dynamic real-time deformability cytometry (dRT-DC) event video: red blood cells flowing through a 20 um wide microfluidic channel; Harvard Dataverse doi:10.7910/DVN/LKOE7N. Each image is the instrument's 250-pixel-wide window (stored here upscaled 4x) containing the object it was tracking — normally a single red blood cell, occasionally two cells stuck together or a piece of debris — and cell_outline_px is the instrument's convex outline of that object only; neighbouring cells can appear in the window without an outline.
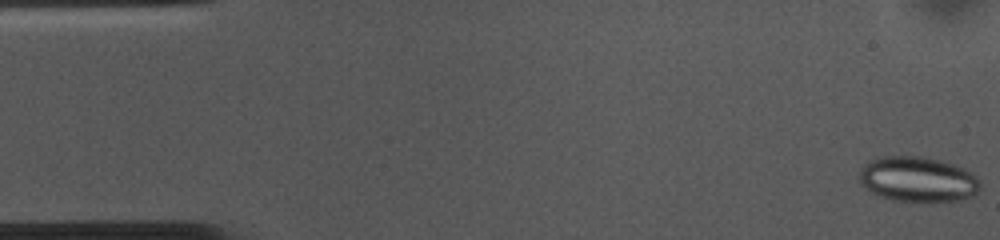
{"species": "common noctule bat (a hibernating species)", "species_latin": "Nyctalus noctula", "temperature_condition": "cold", "stored_images_in_passage": 44, "camera_frame_rate_fps": 3000, "um_per_image_px": 0.085, "animal": {"sex": "female", "body_mass_g": 10.0, "forearm_length_mm": 53.1}, "frame": {"image": 1, "passage_image": 1, "time_ms": 0.0, "image_size_px": [1000, 240], "cell_outline_px": [[980, 188], [972, 196], [960, 200], [932, 204], [920, 204], [892, 200], [876, 196], [864, 188], [860, 184], [860, 168], [868, 160], [880, 156], [920, 156], [940, 160], [964, 168], [976, 176], [980, 184]], "centroid_in_image_um": [77.98, 15.29], "position_along_channel_um": 7.0, "area_um2": 32.95}}
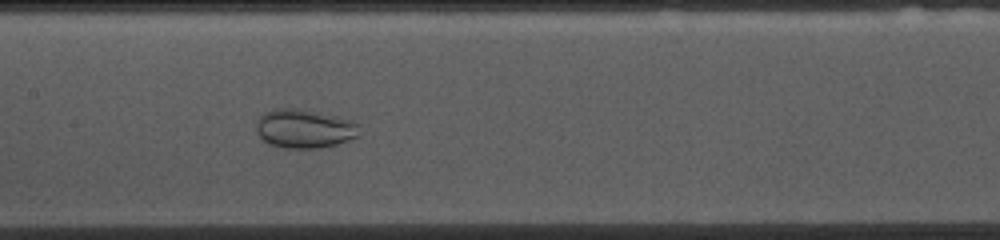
{"frame": {"image": 2, "passage_image": 25, "time_ms": 8.0, "image_size_px": [1000, 240], "cell_outline_px": [[360, 136], [336, 144], [320, 148], [284, 148], [268, 144], [256, 132], [256, 124], [260, 116], [264, 112], [272, 108], [300, 108], [320, 112], [356, 120], [360, 124]], "centroid_in_image_um": [25.91, 10.92], "position_along_channel_um": 181.5, "area_um2": 23.93}}
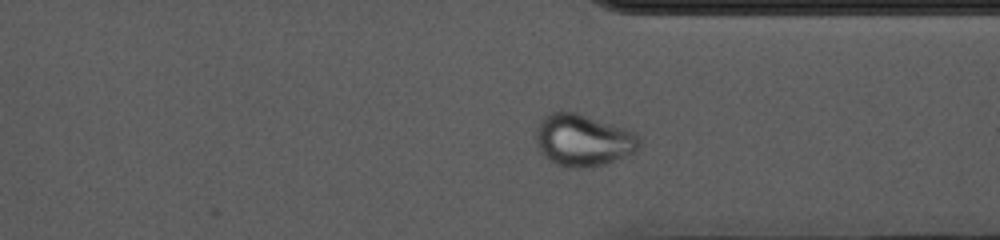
{"frame": {"image": 3, "passage_image": 40, "time_ms": 13.0, "image_size_px": [1000, 240], "cell_outline_px": [[640, 148], [616, 160], [604, 164], [588, 168], [568, 168], [548, 160], [540, 152], [536, 144], [536, 128], [544, 116], [552, 112], [576, 112], [636, 132], [640, 136]], "centroid_in_image_um": [49.56, 11.93], "position_along_channel_um": 361.8, "area_um2": 31.39}}